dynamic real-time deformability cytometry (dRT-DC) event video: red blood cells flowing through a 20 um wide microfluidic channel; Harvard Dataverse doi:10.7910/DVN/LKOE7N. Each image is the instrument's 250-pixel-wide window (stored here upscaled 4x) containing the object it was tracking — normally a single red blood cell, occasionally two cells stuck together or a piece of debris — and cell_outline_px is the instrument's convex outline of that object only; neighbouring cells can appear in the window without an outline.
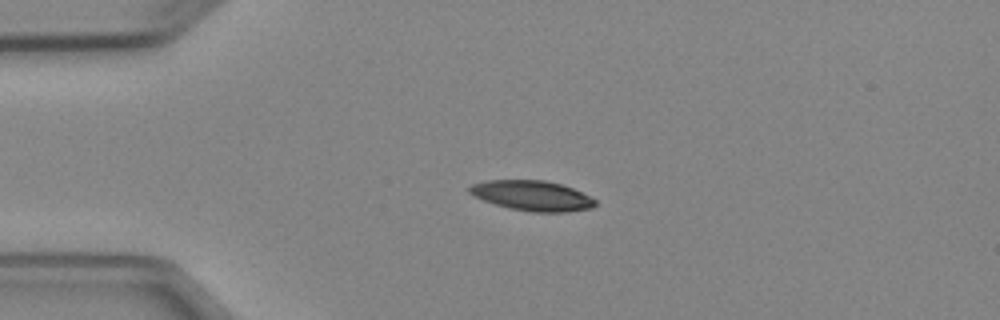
{"species": "Egyptian fruit bat (a non-hibernating species)", "species_latin": "Rousettus aegyptiacus", "temperature_condition": "cold", "stored_images_in_passage": 3, "camera_frame_rate_fps": 3000, "um_per_image_px": 0.085, "animal": {"sex": "female"}, "frame": {"image": 1, "passage_image": 3, "time_ms": 2.333, "image_size_px": [1000, 320], "cell_outline_px": [[596, 204], [592, 208], [568, 212], [532, 212], [512, 208], [496, 204], [472, 196], [468, 192], [468, 188], [472, 184], [488, 180], [544, 180], [560, 184], [572, 188], [596, 200]], "centroid_in_image_um": [45.22, 16.63], "position_along_channel_um": 39.8, "area_um2": 21.91}}